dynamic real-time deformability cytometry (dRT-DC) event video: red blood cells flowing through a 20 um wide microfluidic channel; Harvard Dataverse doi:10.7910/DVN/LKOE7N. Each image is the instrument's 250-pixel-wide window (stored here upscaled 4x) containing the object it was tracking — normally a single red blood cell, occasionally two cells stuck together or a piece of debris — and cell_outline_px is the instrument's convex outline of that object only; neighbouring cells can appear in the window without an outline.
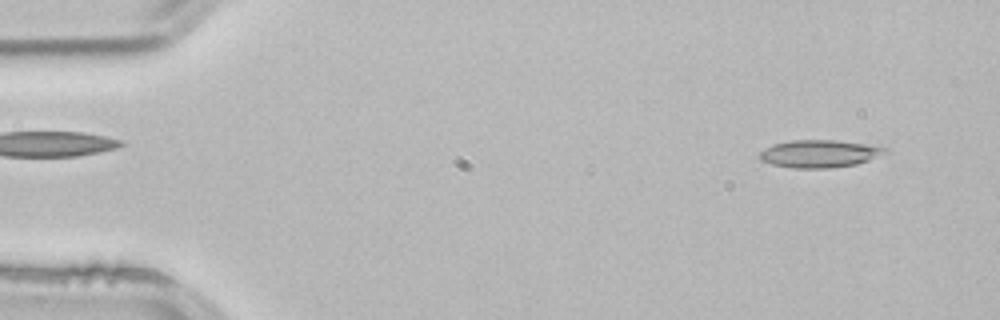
{"species": "common noctule bat (a hibernating species)", "species_latin": "Nyctalus noctula", "temperature_condition": "room temperature", "stored_images_in_passage": 3, "camera_frame_rate_fps": 3000, "um_per_image_px": 0.085, "animal": {"sex": "male", "body_mass_g": 21.5, "forearm_length_mm": 52.0}, "frame": {"image": 1, "passage_image": 1, "time_ms": 0.0, "image_size_px": [1000, 320], "cell_outline_px": [[888, 152], [868, 160], [856, 164], [828, 168], [792, 168], [772, 164], [760, 160], [756, 156], [764, 148], [772, 144], [792, 140], [836, 140], [864, 144], [888, 148]], "centroid_in_image_um": [69.59, 13.06], "position_along_channel_um": 15.4, "area_um2": 20.17}}
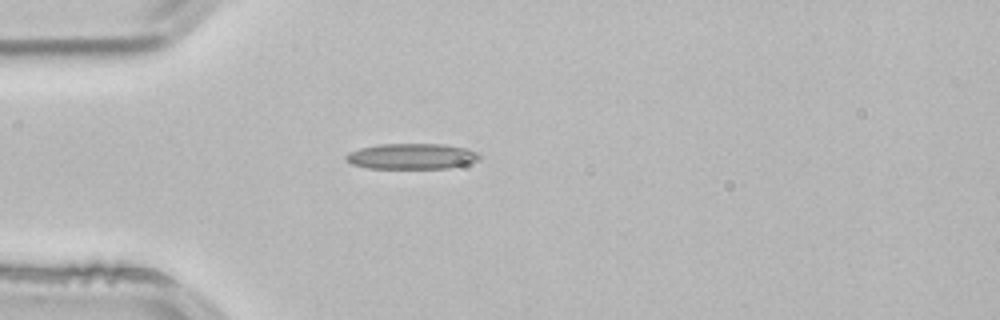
{"frame": {"image": 2, "passage_image": 3, "time_ms": 0.667, "image_size_px": [1000, 320], "cell_outline_px": [[480, 156], [476, 160], [468, 164], [452, 168], [368, 168], [352, 164], [344, 160], [344, 156], [348, 152], [360, 148], [380, 144], [444, 144], [468, 148], [476, 152]], "centroid_in_image_um": [34.97, 13.28], "position_along_channel_um": 50.0, "area_um2": 20.06}}